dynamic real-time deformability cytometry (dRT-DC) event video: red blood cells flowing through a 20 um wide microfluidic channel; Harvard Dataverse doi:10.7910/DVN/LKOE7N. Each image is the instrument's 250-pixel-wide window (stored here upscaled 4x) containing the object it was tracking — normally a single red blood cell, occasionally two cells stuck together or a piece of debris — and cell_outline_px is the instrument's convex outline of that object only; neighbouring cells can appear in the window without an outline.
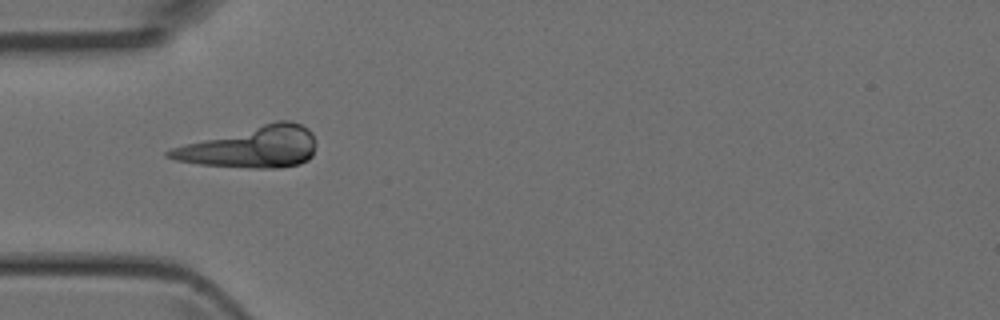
{"species": "Egyptian fruit bat (a non-hibernating species)", "species_latin": "Rousettus aegyptiacus", "temperature_condition": "room temperature", "stored_images_in_passage": 2, "camera_frame_rate_fps": 3000, "um_per_image_px": 0.085, "animal": {"sex": "female"}, "frame": {"image": 1, "passage_image": 2, "time_ms": 0.333, "image_size_px": [1000, 320], "cell_outline_px": [[316, 144], [312, 156], [308, 160], [300, 164], [276, 168], [252, 168], [200, 164], [176, 160], [164, 156], [164, 152], [172, 148], [184, 144], [276, 120], [288, 120], [300, 124], [308, 128], [312, 132], [316, 140]], "centroid_in_image_um": [21.4, 12.5], "position_along_channel_um": 63.6, "area_um2": 35.32}}